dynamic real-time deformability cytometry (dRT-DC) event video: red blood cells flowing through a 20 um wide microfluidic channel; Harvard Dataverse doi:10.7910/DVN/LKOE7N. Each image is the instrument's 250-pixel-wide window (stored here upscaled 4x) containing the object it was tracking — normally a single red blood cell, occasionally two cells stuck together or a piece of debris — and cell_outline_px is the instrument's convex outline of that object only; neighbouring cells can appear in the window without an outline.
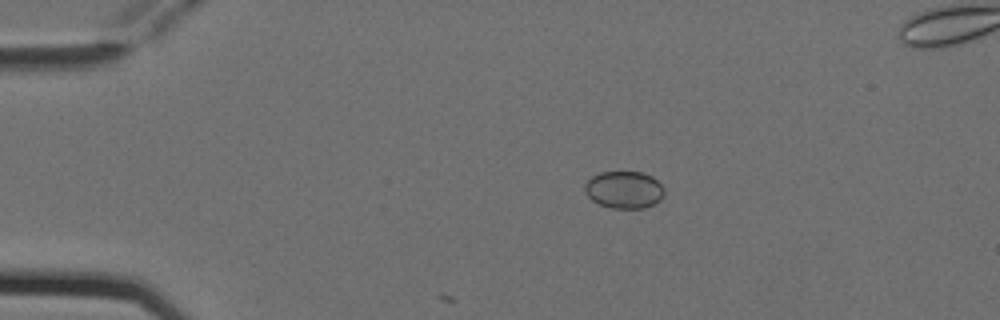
{"species": "Egyptian fruit bat (a non-hibernating species)", "species_latin": "Rousettus aegyptiacus", "temperature_condition": "cold", "stored_images_in_passage": 6, "camera_frame_rate_fps": 3000, "um_per_image_px": 0.085, "animal": {"sex": "female"}, "frame": {"image": 1, "passage_image": 2, "time_ms": 0.333, "image_size_px": [1000, 320], "cell_outline_px": [[664, 196], [660, 200], [644, 208], [612, 208], [600, 204], [592, 200], [584, 192], [584, 184], [592, 176], [600, 172], [644, 172], [652, 176], [664, 188]], "centroid_in_image_um": [53.04, 16.12], "position_along_channel_um": 32.0, "area_um2": 17.28}}
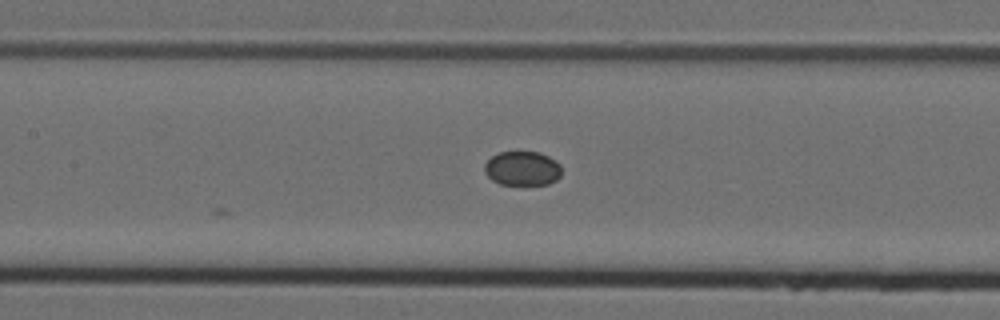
{"frame": {"image": 2, "passage_image": 6, "time_ms": 1.667, "image_size_px": [1000, 320], "cell_outline_px": [[560, 176], [556, 180], [548, 184], [500, 184], [492, 180], [484, 172], [484, 164], [492, 156], [500, 152], [516, 148], [540, 152], [556, 160], [560, 164]], "centroid_in_image_um": [44.39, 14.26], "position_along_channel_um": 163.0, "area_um2": 15.95}}